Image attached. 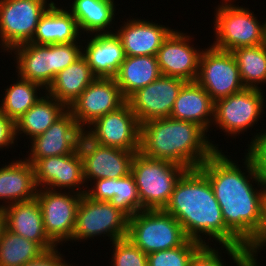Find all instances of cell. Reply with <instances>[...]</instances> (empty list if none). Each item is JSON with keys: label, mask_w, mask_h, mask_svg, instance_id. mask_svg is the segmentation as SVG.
<instances>
[{"label": "cell", "mask_w": 266, "mask_h": 266, "mask_svg": "<svg viewBox=\"0 0 266 266\" xmlns=\"http://www.w3.org/2000/svg\"><path fill=\"white\" fill-rule=\"evenodd\" d=\"M72 2L69 5L71 9L69 11L76 19L81 35L82 33L85 35L84 32L90 35L114 33L110 30L113 28L110 24L114 23V13L117 10L114 0H74Z\"/></svg>", "instance_id": "cell-27"}, {"label": "cell", "mask_w": 266, "mask_h": 266, "mask_svg": "<svg viewBox=\"0 0 266 266\" xmlns=\"http://www.w3.org/2000/svg\"><path fill=\"white\" fill-rule=\"evenodd\" d=\"M83 160L84 181L125 177L131 173L133 151L104 146L91 141L85 134L79 144Z\"/></svg>", "instance_id": "cell-14"}, {"label": "cell", "mask_w": 266, "mask_h": 266, "mask_svg": "<svg viewBox=\"0 0 266 266\" xmlns=\"http://www.w3.org/2000/svg\"><path fill=\"white\" fill-rule=\"evenodd\" d=\"M228 157L217 150L198 169L212 186L226 227L245 245L259 227L266 188L246 155L243 172L238 162ZM253 182L259 189L253 187Z\"/></svg>", "instance_id": "cell-2"}, {"label": "cell", "mask_w": 266, "mask_h": 266, "mask_svg": "<svg viewBox=\"0 0 266 266\" xmlns=\"http://www.w3.org/2000/svg\"><path fill=\"white\" fill-rule=\"evenodd\" d=\"M261 89L245 88L214 102L213 125L228 136H236L253 127L263 115L265 93ZM218 125V126H217Z\"/></svg>", "instance_id": "cell-10"}, {"label": "cell", "mask_w": 266, "mask_h": 266, "mask_svg": "<svg viewBox=\"0 0 266 266\" xmlns=\"http://www.w3.org/2000/svg\"><path fill=\"white\" fill-rule=\"evenodd\" d=\"M48 2L0 0V46L3 52H10L16 46L31 42L40 17L53 3Z\"/></svg>", "instance_id": "cell-9"}, {"label": "cell", "mask_w": 266, "mask_h": 266, "mask_svg": "<svg viewBox=\"0 0 266 266\" xmlns=\"http://www.w3.org/2000/svg\"><path fill=\"white\" fill-rule=\"evenodd\" d=\"M125 102L115 78H95L69 110L85 131L96 119L117 110Z\"/></svg>", "instance_id": "cell-17"}, {"label": "cell", "mask_w": 266, "mask_h": 266, "mask_svg": "<svg viewBox=\"0 0 266 266\" xmlns=\"http://www.w3.org/2000/svg\"><path fill=\"white\" fill-rule=\"evenodd\" d=\"M129 217L110 202L96 201L82 194L76 214L72 241H84L101 235L110 241L127 237Z\"/></svg>", "instance_id": "cell-8"}, {"label": "cell", "mask_w": 266, "mask_h": 266, "mask_svg": "<svg viewBox=\"0 0 266 266\" xmlns=\"http://www.w3.org/2000/svg\"><path fill=\"white\" fill-rule=\"evenodd\" d=\"M161 75L156 56H126L115 80L127 100L137 90L152 83Z\"/></svg>", "instance_id": "cell-28"}, {"label": "cell", "mask_w": 266, "mask_h": 266, "mask_svg": "<svg viewBox=\"0 0 266 266\" xmlns=\"http://www.w3.org/2000/svg\"><path fill=\"white\" fill-rule=\"evenodd\" d=\"M57 248L56 246L53 249L44 251L37 258L30 260L23 266H74L69 264V262L67 263L63 258V254H60L61 252Z\"/></svg>", "instance_id": "cell-40"}, {"label": "cell", "mask_w": 266, "mask_h": 266, "mask_svg": "<svg viewBox=\"0 0 266 266\" xmlns=\"http://www.w3.org/2000/svg\"><path fill=\"white\" fill-rule=\"evenodd\" d=\"M40 89L44 90L41 85L18 76L16 83L4 89L5 94L0 101V110L15 123L45 95L41 94ZM37 91H39V96Z\"/></svg>", "instance_id": "cell-30"}, {"label": "cell", "mask_w": 266, "mask_h": 266, "mask_svg": "<svg viewBox=\"0 0 266 266\" xmlns=\"http://www.w3.org/2000/svg\"><path fill=\"white\" fill-rule=\"evenodd\" d=\"M247 145L248 152L245 155L254 166L260 183L266 188V130L255 133Z\"/></svg>", "instance_id": "cell-36"}, {"label": "cell", "mask_w": 266, "mask_h": 266, "mask_svg": "<svg viewBox=\"0 0 266 266\" xmlns=\"http://www.w3.org/2000/svg\"><path fill=\"white\" fill-rule=\"evenodd\" d=\"M170 117L196 123L208 132L214 119V101L196 81H187L174 102Z\"/></svg>", "instance_id": "cell-23"}, {"label": "cell", "mask_w": 266, "mask_h": 266, "mask_svg": "<svg viewBox=\"0 0 266 266\" xmlns=\"http://www.w3.org/2000/svg\"><path fill=\"white\" fill-rule=\"evenodd\" d=\"M12 52L16 55L17 76L41 85L46 91L55 76L82 55V43L80 40L48 45L29 42L14 47Z\"/></svg>", "instance_id": "cell-4"}, {"label": "cell", "mask_w": 266, "mask_h": 266, "mask_svg": "<svg viewBox=\"0 0 266 266\" xmlns=\"http://www.w3.org/2000/svg\"><path fill=\"white\" fill-rule=\"evenodd\" d=\"M220 4L215 9L213 30L216 41L213 47L231 52L240 47L266 43V18L263 23L247 7L234 3Z\"/></svg>", "instance_id": "cell-6"}, {"label": "cell", "mask_w": 266, "mask_h": 266, "mask_svg": "<svg viewBox=\"0 0 266 266\" xmlns=\"http://www.w3.org/2000/svg\"><path fill=\"white\" fill-rule=\"evenodd\" d=\"M232 2H236L235 0H222V3H232Z\"/></svg>", "instance_id": "cell-43"}, {"label": "cell", "mask_w": 266, "mask_h": 266, "mask_svg": "<svg viewBox=\"0 0 266 266\" xmlns=\"http://www.w3.org/2000/svg\"><path fill=\"white\" fill-rule=\"evenodd\" d=\"M196 82L214 102L246 88L233 54L212 45L202 50Z\"/></svg>", "instance_id": "cell-11"}, {"label": "cell", "mask_w": 266, "mask_h": 266, "mask_svg": "<svg viewBox=\"0 0 266 266\" xmlns=\"http://www.w3.org/2000/svg\"><path fill=\"white\" fill-rule=\"evenodd\" d=\"M81 197L82 194L73 191L37 189L35 198L42 211L44 230L56 246L71 241Z\"/></svg>", "instance_id": "cell-12"}, {"label": "cell", "mask_w": 266, "mask_h": 266, "mask_svg": "<svg viewBox=\"0 0 266 266\" xmlns=\"http://www.w3.org/2000/svg\"><path fill=\"white\" fill-rule=\"evenodd\" d=\"M79 36L81 33L71 12L53 2L40 17L31 42L37 45L73 43L79 41Z\"/></svg>", "instance_id": "cell-25"}, {"label": "cell", "mask_w": 266, "mask_h": 266, "mask_svg": "<svg viewBox=\"0 0 266 266\" xmlns=\"http://www.w3.org/2000/svg\"><path fill=\"white\" fill-rule=\"evenodd\" d=\"M67 108L45 92L25 114L15 122V137L24 133L30 140L43 134Z\"/></svg>", "instance_id": "cell-29"}, {"label": "cell", "mask_w": 266, "mask_h": 266, "mask_svg": "<svg viewBox=\"0 0 266 266\" xmlns=\"http://www.w3.org/2000/svg\"><path fill=\"white\" fill-rule=\"evenodd\" d=\"M203 245L188 239L183 245L147 254L148 266H188Z\"/></svg>", "instance_id": "cell-34"}, {"label": "cell", "mask_w": 266, "mask_h": 266, "mask_svg": "<svg viewBox=\"0 0 266 266\" xmlns=\"http://www.w3.org/2000/svg\"><path fill=\"white\" fill-rule=\"evenodd\" d=\"M114 32L120 38L126 56H156L163 41L174 30L152 21L132 18Z\"/></svg>", "instance_id": "cell-20"}, {"label": "cell", "mask_w": 266, "mask_h": 266, "mask_svg": "<svg viewBox=\"0 0 266 266\" xmlns=\"http://www.w3.org/2000/svg\"><path fill=\"white\" fill-rule=\"evenodd\" d=\"M15 140V123L0 110V149L12 147Z\"/></svg>", "instance_id": "cell-41"}, {"label": "cell", "mask_w": 266, "mask_h": 266, "mask_svg": "<svg viewBox=\"0 0 266 266\" xmlns=\"http://www.w3.org/2000/svg\"><path fill=\"white\" fill-rule=\"evenodd\" d=\"M90 65L83 55L60 71L46 91L60 101L67 109L95 79Z\"/></svg>", "instance_id": "cell-26"}, {"label": "cell", "mask_w": 266, "mask_h": 266, "mask_svg": "<svg viewBox=\"0 0 266 266\" xmlns=\"http://www.w3.org/2000/svg\"><path fill=\"white\" fill-rule=\"evenodd\" d=\"M83 134L84 130L67 109L43 134L31 140V152L25 159L33 164L45 157L72 154L79 149Z\"/></svg>", "instance_id": "cell-18"}, {"label": "cell", "mask_w": 266, "mask_h": 266, "mask_svg": "<svg viewBox=\"0 0 266 266\" xmlns=\"http://www.w3.org/2000/svg\"><path fill=\"white\" fill-rule=\"evenodd\" d=\"M6 229L37 243L44 251L56 245L48 238L37 199L4 207Z\"/></svg>", "instance_id": "cell-22"}, {"label": "cell", "mask_w": 266, "mask_h": 266, "mask_svg": "<svg viewBox=\"0 0 266 266\" xmlns=\"http://www.w3.org/2000/svg\"><path fill=\"white\" fill-rule=\"evenodd\" d=\"M84 131V134L93 142L140 152L141 124L126 101L117 110L109 112L96 119Z\"/></svg>", "instance_id": "cell-13"}, {"label": "cell", "mask_w": 266, "mask_h": 266, "mask_svg": "<svg viewBox=\"0 0 266 266\" xmlns=\"http://www.w3.org/2000/svg\"><path fill=\"white\" fill-rule=\"evenodd\" d=\"M187 81L163 76L140 88L126 101L140 124L145 121L170 117L174 102Z\"/></svg>", "instance_id": "cell-15"}, {"label": "cell", "mask_w": 266, "mask_h": 266, "mask_svg": "<svg viewBox=\"0 0 266 266\" xmlns=\"http://www.w3.org/2000/svg\"><path fill=\"white\" fill-rule=\"evenodd\" d=\"M221 252L209 245H203L191 258L188 266H226ZM223 261V262H222Z\"/></svg>", "instance_id": "cell-38"}, {"label": "cell", "mask_w": 266, "mask_h": 266, "mask_svg": "<svg viewBox=\"0 0 266 266\" xmlns=\"http://www.w3.org/2000/svg\"><path fill=\"white\" fill-rule=\"evenodd\" d=\"M110 203L124 212L128 217L143 211L138 196L137 186L132 174L115 179L114 197Z\"/></svg>", "instance_id": "cell-33"}, {"label": "cell", "mask_w": 266, "mask_h": 266, "mask_svg": "<svg viewBox=\"0 0 266 266\" xmlns=\"http://www.w3.org/2000/svg\"><path fill=\"white\" fill-rule=\"evenodd\" d=\"M266 246V199L262 207L261 221L250 240L244 245L251 266H259L257 262L258 252Z\"/></svg>", "instance_id": "cell-37"}, {"label": "cell", "mask_w": 266, "mask_h": 266, "mask_svg": "<svg viewBox=\"0 0 266 266\" xmlns=\"http://www.w3.org/2000/svg\"><path fill=\"white\" fill-rule=\"evenodd\" d=\"M231 53L236 59L243 85L246 88L262 89V83L266 84V43L240 47Z\"/></svg>", "instance_id": "cell-31"}, {"label": "cell", "mask_w": 266, "mask_h": 266, "mask_svg": "<svg viewBox=\"0 0 266 266\" xmlns=\"http://www.w3.org/2000/svg\"><path fill=\"white\" fill-rule=\"evenodd\" d=\"M37 189L33 166L25 158L0 167L1 208L35 199Z\"/></svg>", "instance_id": "cell-24"}, {"label": "cell", "mask_w": 266, "mask_h": 266, "mask_svg": "<svg viewBox=\"0 0 266 266\" xmlns=\"http://www.w3.org/2000/svg\"><path fill=\"white\" fill-rule=\"evenodd\" d=\"M94 184V185H93ZM93 187L86 188L85 195L96 201H107L114 197L115 179H98L92 182ZM91 189V190H90Z\"/></svg>", "instance_id": "cell-39"}, {"label": "cell", "mask_w": 266, "mask_h": 266, "mask_svg": "<svg viewBox=\"0 0 266 266\" xmlns=\"http://www.w3.org/2000/svg\"><path fill=\"white\" fill-rule=\"evenodd\" d=\"M32 166L35 184L38 189L39 187L51 190H59L60 188V190L68 189V191L79 194L86 193L88 186L84 181L83 160L79 149L72 154L50 156L36 160Z\"/></svg>", "instance_id": "cell-16"}, {"label": "cell", "mask_w": 266, "mask_h": 266, "mask_svg": "<svg viewBox=\"0 0 266 266\" xmlns=\"http://www.w3.org/2000/svg\"><path fill=\"white\" fill-rule=\"evenodd\" d=\"M82 47V55L90 65L96 78H115L121 63L125 60V52L116 33L91 34Z\"/></svg>", "instance_id": "cell-21"}, {"label": "cell", "mask_w": 266, "mask_h": 266, "mask_svg": "<svg viewBox=\"0 0 266 266\" xmlns=\"http://www.w3.org/2000/svg\"><path fill=\"white\" fill-rule=\"evenodd\" d=\"M164 210L178 220L188 239L209 245L205 242L209 236L208 241L213 238L226 249L223 253L236 266H251L244 244L226 227L212 186L198 168L181 175Z\"/></svg>", "instance_id": "cell-1"}, {"label": "cell", "mask_w": 266, "mask_h": 266, "mask_svg": "<svg viewBox=\"0 0 266 266\" xmlns=\"http://www.w3.org/2000/svg\"><path fill=\"white\" fill-rule=\"evenodd\" d=\"M127 238L146 254L179 247L188 240L178 220L164 209L129 217Z\"/></svg>", "instance_id": "cell-7"}, {"label": "cell", "mask_w": 266, "mask_h": 266, "mask_svg": "<svg viewBox=\"0 0 266 266\" xmlns=\"http://www.w3.org/2000/svg\"><path fill=\"white\" fill-rule=\"evenodd\" d=\"M173 30L157 52V62L163 76L196 81L202 51L191 45V36Z\"/></svg>", "instance_id": "cell-19"}, {"label": "cell", "mask_w": 266, "mask_h": 266, "mask_svg": "<svg viewBox=\"0 0 266 266\" xmlns=\"http://www.w3.org/2000/svg\"><path fill=\"white\" fill-rule=\"evenodd\" d=\"M187 169L167 160L145 157L135 153L131 174L134 177L141 206L144 210L165 209L174 186Z\"/></svg>", "instance_id": "cell-5"}, {"label": "cell", "mask_w": 266, "mask_h": 266, "mask_svg": "<svg viewBox=\"0 0 266 266\" xmlns=\"http://www.w3.org/2000/svg\"><path fill=\"white\" fill-rule=\"evenodd\" d=\"M43 252L37 243L4 229L0 239V266H23Z\"/></svg>", "instance_id": "cell-32"}, {"label": "cell", "mask_w": 266, "mask_h": 266, "mask_svg": "<svg viewBox=\"0 0 266 266\" xmlns=\"http://www.w3.org/2000/svg\"><path fill=\"white\" fill-rule=\"evenodd\" d=\"M196 123L171 117L141 124L140 152L152 159L167 160L187 170L199 168L217 150Z\"/></svg>", "instance_id": "cell-3"}, {"label": "cell", "mask_w": 266, "mask_h": 266, "mask_svg": "<svg viewBox=\"0 0 266 266\" xmlns=\"http://www.w3.org/2000/svg\"><path fill=\"white\" fill-rule=\"evenodd\" d=\"M5 228H6V224H5L4 208L0 207V239H1V236Z\"/></svg>", "instance_id": "cell-42"}, {"label": "cell", "mask_w": 266, "mask_h": 266, "mask_svg": "<svg viewBox=\"0 0 266 266\" xmlns=\"http://www.w3.org/2000/svg\"><path fill=\"white\" fill-rule=\"evenodd\" d=\"M111 266H148L147 254L135 246L127 237L112 242Z\"/></svg>", "instance_id": "cell-35"}]
</instances>
